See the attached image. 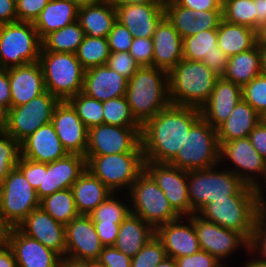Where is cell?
Listing matches in <instances>:
<instances>
[{"label":"cell","instance_id":"34e18365","mask_svg":"<svg viewBox=\"0 0 266 267\" xmlns=\"http://www.w3.org/2000/svg\"><path fill=\"white\" fill-rule=\"evenodd\" d=\"M8 111L9 109L0 104V133H3L6 129L8 122Z\"/></svg>","mask_w":266,"mask_h":267},{"label":"cell","instance_id":"c3c4849f","mask_svg":"<svg viewBox=\"0 0 266 267\" xmlns=\"http://www.w3.org/2000/svg\"><path fill=\"white\" fill-rule=\"evenodd\" d=\"M106 65L128 80L140 68L132 55L129 52L124 51L110 52Z\"/></svg>","mask_w":266,"mask_h":267},{"label":"cell","instance_id":"ee69618b","mask_svg":"<svg viewBox=\"0 0 266 267\" xmlns=\"http://www.w3.org/2000/svg\"><path fill=\"white\" fill-rule=\"evenodd\" d=\"M164 10L165 18L182 38L196 34V19L193 10L179 6L174 0H167Z\"/></svg>","mask_w":266,"mask_h":267},{"label":"cell","instance_id":"680465c9","mask_svg":"<svg viewBox=\"0 0 266 267\" xmlns=\"http://www.w3.org/2000/svg\"><path fill=\"white\" fill-rule=\"evenodd\" d=\"M97 235L104 247L114 246L117 240L121 223H93Z\"/></svg>","mask_w":266,"mask_h":267},{"label":"cell","instance_id":"52a82bcc","mask_svg":"<svg viewBox=\"0 0 266 267\" xmlns=\"http://www.w3.org/2000/svg\"><path fill=\"white\" fill-rule=\"evenodd\" d=\"M197 215L206 221L237 231L250 241L261 214L256 196H227V199L212 200Z\"/></svg>","mask_w":266,"mask_h":267},{"label":"cell","instance_id":"979ff035","mask_svg":"<svg viewBox=\"0 0 266 267\" xmlns=\"http://www.w3.org/2000/svg\"><path fill=\"white\" fill-rule=\"evenodd\" d=\"M89 267H106V266L100 264L98 261H89Z\"/></svg>","mask_w":266,"mask_h":267},{"label":"cell","instance_id":"11a10c76","mask_svg":"<svg viewBox=\"0 0 266 267\" xmlns=\"http://www.w3.org/2000/svg\"><path fill=\"white\" fill-rule=\"evenodd\" d=\"M177 267H224L225 265L220 262L216 257L212 256L206 251L200 250L199 252L182 256L175 259Z\"/></svg>","mask_w":266,"mask_h":267},{"label":"cell","instance_id":"03108f58","mask_svg":"<svg viewBox=\"0 0 266 267\" xmlns=\"http://www.w3.org/2000/svg\"><path fill=\"white\" fill-rule=\"evenodd\" d=\"M13 226L0 218V251L5 250L10 245V236Z\"/></svg>","mask_w":266,"mask_h":267},{"label":"cell","instance_id":"ffe728a7","mask_svg":"<svg viewBox=\"0 0 266 267\" xmlns=\"http://www.w3.org/2000/svg\"><path fill=\"white\" fill-rule=\"evenodd\" d=\"M86 170V158L67 154L51 163H44L43 183L36 190L39 199L59 190L69 189Z\"/></svg>","mask_w":266,"mask_h":267},{"label":"cell","instance_id":"7c38bea8","mask_svg":"<svg viewBox=\"0 0 266 267\" xmlns=\"http://www.w3.org/2000/svg\"><path fill=\"white\" fill-rule=\"evenodd\" d=\"M59 102L57 97L45 91L25 104L11 107L4 132L21 144L41 126L51 122L54 109Z\"/></svg>","mask_w":266,"mask_h":267},{"label":"cell","instance_id":"603a6c76","mask_svg":"<svg viewBox=\"0 0 266 267\" xmlns=\"http://www.w3.org/2000/svg\"><path fill=\"white\" fill-rule=\"evenodd\" d=\"M241 99L242 87L219 77L208 101L200 108L201 117L217 129Z\"/></svg>","mask_w":266,"mask_h":267},{"label":"cell","instance_id":"2e32d148","mask_svg":"<svg viewBox=\"0 0 266 267\" xmlns=\"http://www.w3.org/2000/svg\"><path fill=\"white\" fill-rule=\"evenodd\" d=\"M144 170L163 190L170 206L179 216L193 215L188 198L187 171L169 163L144 161Z\"/></svg>","mask_w":266,"mask_h":267},{"label":"cell","instance_id":"8fae6325","mask_svg":"<svg viewBox=\"0 0 266 267\" xmlns=\"http://www.w3.org/2000/svg\"><path fill=\"white\" fill-rule=\"evenodd\" d=\"M39 206L36 190L14 167L0 184V218L17 227Z\"/></svg>","mask_w":266,"mask_h":267},{"label":"cell","instance_id":"753ad0ef","mask_svg":"<svg viewBox=\"0 0 266 267\" xmlns=\"http://www.w3.org/2000/svg\"><path fill=\"white\" fill-rule=\"evenodd\" d=\"M60 267H89V261H74L68 258H62Z\"/></svg>","mask_w":266,"mask_h":267},{"label":"cell","instance_id":"7dc6e473","mask_svg":"<svg viewBox=\"0 0 266 267\" xmlns=\"http://www.w3.org/2000/svg\"><path fill=\"white\" fill-rule=\"evenodd\" d=\"M167 257L162 242L156 235L131 258V267H156Z\"/></svg>","mask_w":266,"mask_h":267},{"label":"cell","instance_id":"6125c7cd","mask_svg":"<svg viewBox=\"0 0 266 267\" xmlns=\"http://www.w3.org/2000/svg\"><path fill=\"white\" fill-rule=\"evenodd\" d=\"M228 58L222 49L218 52H212L208 56H204L202 62H204L216 75L222 77L227 67Z\"/></svg>","mask_w":266,"mask_h":267},{"label":"cell","instance_id":"d6986e66","mask_svg":"<svg viewBox=\"0 0 266 267\" xmlns=\"http://www.w3.org/2000/svg\"><path fill=\"white\" fill-rule=\"evenodd\" d=\"M17 228L65 258V225L54 220L41 207L30 212Z\"/></svg>","mask_w":266,"mask_h":267},{"label":"cell","instance_id":"8c879c8a","mask_svg":"<svg viewBox=\"0 0 266 267\" xmlns=\"http://www.w3.org/2000/svg\"><path fill=\"white\" fill-rule=\"evenodd\" d=\"M247 253H248L247 255H252V256H249L248 258L251 260H247V262L245 261L242 267H266L265 261H262L259 258L255 257L254 254L250 253L249 250Z\"/></svg>","mask_w":266,"mask_h":267},{"label":"cell","instance_id":"e7e4bbea","mask_svg":"<svg viewBox=\"0 0 266 267\" xmlns=\"http://www.w3.org/2000/svg\"><path fill=\"white\" fill-rule=\"evenodd\" d=\"M17 21L16 6L10 0H0V25Z\"/></svg>","mask_w":266,"mask_h":267},{"label":"cell","instance_id":"6da1fadb","mask_svg":"<svg viewBox=\"0 0 266 267\" xmlns=\"http://www.w3.org/2000/svg\"><path fill=\"white\" fill-rule=\"evenodd\" d=\"M201 118L199 108L170 104L141 126L144 161L169 163Z\"/></svg>","mask_w":266,"mask_h":267},{"label":"cell","instance_id":"f1b7e54d","mask_svg":"<svg viewBox=\"0 0 266 267\" xmlns=\"http://www.w3.org/2000/svg\"><path fill=\"white\" fill-rule=\"evenodd\" d=\"M262 119L251 105L241 99L227 120L217 128L219 145L223 142L248 137Z\"/></svg>","mask_w":266,"mask_h":267},{"label":"cell","instance_id":"83f0119b","mask_svg":"<svg viewBox=\"0 0 266 267\" xmlns=\"http://www.w3.org/2000/svg\"><path fill=\"white\" fill-rule=\"evenodd\" d=\"M21 157L40 163H51L65 157L68 152L50 122L41 126L21 144Z\"/></svg>","mask_w":266,"mask_h":267},{"label":"cell","instance_id":"d6a6232c","mask_svg":"<svg viewBox=\"0 0 266 267\" xmlns=\"http://www.w3.org/2000/svg\"><path fill=\"white\" fill-rule=\"evenodd\" d=\"M78 9L71 0H49L33 23L39 38L77 21Z\"/></svg>","mask_w":266,"mask_h":267},{"label":"cell","instance_id":"f546056e","mask_svg":"<svg viewBox=\"0 0 266 267\" xmlns=\"http://www.w3.org/2000/svg\"><path fill=\"white\" fill-rule=\"evenodd\" d=\"M155 235L156 230L152 226L130 212L120 224L114 247L133 258Z\"/></svg>","mask_w":266,"mask_h":267},{"label":"cell","instance_id":"9a60e30c","mask_svg":"<svg viewBox=\"0 0 266 267\" xmlns=\"http://www.w3.org/2000/svg\"><path fill=\"white\" fill-rule=\"evenodd\" d=\"M188 217L194 224L200 249L216 257L225 266V260L230 259L239 248H245V252H248L249 241L241 233L206 221L197 214Z\"/></svg>","mask_w":266,"mask_h":267},{"label":"cell","instance_id":"7402d4cb","mask_svg":"<svg viewBox=\"0 0 266 267\" xmlns=\"http://www.w3.org/2000/svg\"><path fill=\"white\" fill-rule=\"evenodd\" d=\"M9 247L17 267H60L62 257L58 253L28 237L17 227L11 233Z\"/></svg>","mask_w":266,"mask_h":267},{"label":"cell","instance_id":"b9f144b4","mask_svg":"<svg viewBox=\"0 0 266 267\" xmlns=\"http://www.w3.org/2000/svg\"><path fill=\"white\" fill-rule=\"evenodd\" d=\"M87 129L103 124V102L80 92L67 100Z\"/></svg>","mask_w":266,"mask_h":267},{"label":"cell","instance_id":"7bdbcfd3","mask_svg":"<svg viewBox=\"0 0 266 267\" xmlns=\"http://www.w3.org/2000/svg\"><path fill=\"white\" fill-rule=\"evenodd\" d=\"M103 123L121 127H141L133 117L125 96L103 101Z\"/></svg>","mask_w":266,"mask_h":267},{"label":"cell","instance_id":"2a66077c","mask_svg":"<svg viewBox=\"0 0 266 267\" xmlns=\"http://www.w3.org/2000/svg\"><path fill=\"white\" fill-rule=\"evenodd\" d=\"M78 8L101 3L106 0H71Z\"/></svg>","mask_w":266,"mask_h":267},{"label":"cell","instance_id":"cb8c5ba5","mask_svg":"<svg viewBox=\"0 0 266 267\" xmlns=\"http://www.w3.org/2000/svg\"><path fill=\"white\" fill-rule=\"evenodd\" d=\"M11 91V107L25 104L43 94L44 77L40 62L8 68Z\"/></svg>","mask_w":266,"mask_h":267},{"label":"cell","instance_id":"e575fe53","mask_svg":"<svg viewBox=\"0 0 266 267\" xmlns=\"http://www.w3.org/2000/svg\"><path fill=\"white\" fill-rule=\"evenodd\" d=\"M262 74L258 45L228 58L224 79L241 87Z\"/></svg>","mask_w":266,"mask_h":267},{"label":"cell","instance_id":"e0dca14e","mask_svg":"<svg viewBox=\"0 0 266 267\" xmlns=\"http://www.w3.org/2000/svg\"><path fill=\"white\" fill-rule=\"evenodd\" d=\"M65 258L74 261H96L103 245L89 215L79 214L65 225Z\"/></svg>","mask_w":266,"mask_h":267},{"label":"cell","instance_id":"4dcf8cb0","mask_svg":"<svg viewBox=\"0 0 266 267\" xmlns=\"http://www.w3.org/2000/svg\"><path fill=\"white\" fill-rule=\"evenodd\" d=\"M71 190L77 212L84 215H89L113 193L87 169L74 182Z\"/></svg>","mask_w":266,"mask_h":267},{"label":"cell","instance_id":"ac0fdd59","mask_svg":"<svg viewBox=\"0 0 266 267\" xmlns=\"http://www.w3.org/2000/svg\"><path fill=\"white\" fill-rule=\"evenodd\" d=\"M51 123L68 154L85 157L88 129L68 101H60L57 104Z\"/></svg>","mask_w":266,"mask_h":267},{"label":"cell","instance_id":"f5cc1de1","mask_svg":"<svg viewBox=\"0 0 266 267\" xmlns=\"http://www.w3.org/2000/svg\"><path fill=\"white\" fill-rule=\"evenodd\" d=\"M16 167L35 190L43 183L44 163L35 162L20 156Z\"/></svg>","mask_w":266,"mask_h":267},{"label":"cell","instance_id":"7a4b0ae2","mask_svg":"<svg viewBox=\"0 0 266 267\" xmlns=\"http://www.w3.org/2000/svg\"><path fill=\"white\" fill-rule=\"evenodd\" d=\"M125 97L133 117L142 126L171 104L168 73L154 66L140 67L128 80Z\"/></svg>","mask_w":266,"mask_h":267},{"label":"cell","instance_id":"d4e9b609","mask_svg":"<svg viewBox=\"0 0 266 267\" xmlns=\"http://www.w3.org/2000/svg\"><path fill=\"white\" fill-rule=\"evenodd\" d=\"M128 79L107 65L95 66L85 70L82 93L107 101L126 95Z\"/></svg>","mask_w":266,"mask_h":267},{"label":"cell","instance_id":"8d00e7d4","mask_svg":"<svg viewBox=\"0 0 266 267\" xmlns=\"http://www.w3.org/2000/svg\"><path fill=\"white\" fill-rule=\"evenodd\" d=\"M54 220L67 225L79 215L71 188L59 190L40 199V206Z\"/></svg>","mask_w":266,"mask_h":267},{"label":"cell","instance_id":"836d02e7","mask_svg":"<svg viewBox=\"0 0 266 267\" xmlns=\"http://www.w3.org/2000/svg\"><path fill=\"white\" fill-rule=\"evenodd\" d=\"M258 41V32L237 24L221 21L217 29V44L227 56L253 48Z\"/></svg>","mask_w":266,"mask_h":267},{"label":"cell","instance_id":"be15d7a7","mask_svg":"<svg viewBox=\"0 0 266 267\" xmlns=\"http://www.w3.org/2000/svg\"><path fill=\"white\" fill-rule=\"evenodd\" d=\"M0 104L11 108V91L8 69H0Z\"/></svg>","mask_w":266,"mask_h":267},{"label":"cell","instance_id":"4fadbf2b","mask_svg":"<svg viewBox=\"0 0 266 267\" xmlns=\"http://www.w3.org/2000/svg\"><path fill=\"white\" fill-rule=\"evenodd\" d=\"M224 161L231 166L227 165L226 169L253 188L265 177L266 161L255 150L249 137L223 142L220 145V163H225Z\"/></svg>","mask_w":266,"mask_h":267},{"label":"cell","instance_id":"09005b40","mask_svg":"<svg viewBox=\"0 0 266 267\" xmlns=\"http://www.w3.org/2000/svg\"><path fill=\"white\" fill-rule=\"evenodd\" d=\"M257 43H266V23L261 27L258 33Z\"/></svg>","mask_w":266,"mask_h":267},{"label":"cell","instance_id":"9f6ffc18","mask_svg":"<svg viewBox=\"0 0 266 267\" xmlns=\"http://www.w3.org/2000/svg\"><path fill=\"white\" fill-rule=\"evenodd\" d=\"M96 261L106 267H131V258L114 246L103 247Z\"/></svg>","mask_w":266,"mask_h":267},{"label":"cell","instance_id":"bcb514c9","mask_svg":"<svg viewBox=\"0 0 266 267\" xmlns=\"http://www.w3.org/2000/svg\"><path fill=\"white\" fill-rule=\"evenodd\" d=\"M20 156V143L7 133H0V184L9 172L17 166Z\"/></svg>","mask_w":266,"mask_h":267},{"label":"cell","instance_id":"681fc988","mask_svg":"<svg viewBox=\"0 0 266 267\" xmlns=\"http://www.w3.org/2000/svg\"><path fill=\"white\" fill-rule=\"evenodd\" d=\"M249 251L266 262V214H261L256 221L249 241Z\"/></svg>","mask_w":266,"mask_h":267},{"label":"cell","instance_id":"74e56055","mask_svg":"<svg viewBox=\"0 0 266 267\" xmlns=\"http://www.w3.org/2000/svg\"><path fill=\"white\" fill-rule=\"evenodd\" d=\"M110 52L106 37L95 38L85 35L75 54L86 70L91 67L106 65Z\"/></svg>","mask_w":266,"mask_h":267},{"label":"cell","instance_id":"4316f807","mask_svg":"<svg viewBox=\"0 0 266 267\" xmlns=\"http://www.w3.org/2000/svg\"><path fill=\"white\" fill-rule=\"evenodd\" d=\"M153 66L167 73L183 59V38L164 17L153 34Z\"/></svg>","mask_w":266,"mask_h":267},{"label":"cell","instance_id":"484cf974","mask_svg":"<svg viewBox=\"0 0 266 267\" xmlns=\"http://www.w3.org/2000/svg\"><path fill=\"white\" fill-rule=\"evenodd\" d=\"M165 5H124L116 7L117 21L135 38H152L156 26L165 17Z\"/></svg>","mask_w":266,"mask_h":267},{"label":"cell","instance_id":"9c48e42d","mask_svg":"<svg viewBox=\"0 0 266 267\" xmlns=\"http://www.w3.org/2000/svg\"><path fill=\"white\" fill-rule=\"evenodd\" d=\"M41 48L33 23L15 21L0 25V69L39 61Z\"/></svg>","mask_w":266,"mask_h":267},{"label":"cell","instance_id":"b9fcfbb0","mask_svg":"<svg viewBox=\"0 0 266 267\" xmlns=\"http://www.w3.org/2000/svg\"><path fill=\"white\" fill-rule=\"evenodd\" d=\"M156 267H177V263L174 258L166 257Z\"/></svg>","mask_w":266,"mask_h":267},{"label":"cell","instance_id":"f6af8a7d","mask_svg":"<svg viewBox=\"0 0 266 267\" xmlns=\"http://www.w3.org/2000/svg\"><path fill=\"white\" fill-rule=\"evenodd\" d=\"M242 98L266 119V75L260 74L242 87Z\"/></svg>","mask_w":266,"mask_h":267},{"label":"cell","instance_id":"89a4df30","mask_svg":"<svg viewBox=\"0 0 266 267\" xmlns=\"http://www.w3.org/2000/svg\"><path fill=\"white\" fill-rule=\"evenodd\" d=\"M0 267H17V263L10 247L0 251Z\"/></svg>","mask_w":266,"mask_h":267},{"label":"cell","instance_id":"1f68e13d","mask_svg":"<svg viewBox=\"0 0 266 267\" xmlns=\"http://www.w3.org/2000/svg\"><path fill=\"white\" fill-rule=\"evenodd\" d=\"M77 21L89 37H106L117 21L116 8L107 0L78 9Z\"/></svg>","mask_w":266,"mask_h":267},{"label":"cell","instance_id":"8992f818","mask_svg":"<svg viewBox=\"0 0 266 267\" xmlns=\"http://www.w3.org/2000/svg\"><path fill=\"white\" fill-rule=\"evenodd\" d=\"M86 169L113 193L126 194L144 171L143 152L85 155ZM125 191L122 193V191ZM121 191V192H120Z\"/></svg>","mask_w":266,"mask_h":267},{"label":"cell","instance_id":"11e5206c","mask_svg":"<svg viewBox=\"0 0 266 267\" xmlns=\"http://www.w3.org/2000/svg\"><path fill=\"white\" fill-rule=\"evenodd\" d=\"M260 53L262 74L266 75V43H257Z\"/></svg>","mask_w":266,"mask_h":267},{"label":"cell","instance_id":"003e7915","mask_svg":"<svg viewBox=\"0 0 266 267\" xmlns=\"http://www.w3.org/2000/svg\"><path fill=\"white\" fill-rule=\"evenodd\" d=\"M114 8L124 5H138V4H151V5H165L167 0H107Z\"/></svg>","mask_w":266,"mask_h":267},{"label":"cell","instance_id":"2644e50d","mask_svg":"<svg viewBox=\"0 0 266 267\" xmlns=\"http://www.w3.org/2000/svg\"><path fill=\"white\" fill-rule=\"evenodd\" d=\"M257 7V32L266 23V0H255Z\"/></svg>","mask_w":266,"mask_h":267},{"label":"cell","instance_id":"44dd1931","mask_svg":"<svg viewBox=\"0 0 266 267\" xmlns=\"http://www.w3.org/2000/svg\"><path fill=\"white\" fill-rule=\"evenodd\" d=\"M156 237L162 242L167 257L177 259L201 250L194 224L188 216H180L158 227Z\"/></svg>","mask_w":266,"mask_h":267},{"label":"cell","instance_id":"ba28073f","mask_svg":"<svg viewBox=\"0 0 266 267\" xmlns=\"http://www.w3.org/2000/svg\"><path fill=\"white\" fill-rule=\"evenodd\" d=\"M169 164L185 171L206 169L220 164L217 129L201 117L191 127L184 145Z\"/></svg>","mask_w":266,"mask_h":267},{"label":"cell","instance_id":"6f0895ef","mask_svg":"<svg viewBox=\"0 0 266 267\" xmlns=\"http://www.w3.org/2000/svg\"><path fill=\"white\" fill-rule=\"evenodd\" d=\"M196 19V34L201 31L218 29L223 20L222 11H194Z\"/></svg>","mask_w":266,"mask_h":267},{"label":"cell","instance_id":"deb4b68c","mask_svg":"<svg viewBox=\"0 0 266 267\" xmlns=\"http://www.w3.org/2000/svg\"><path fill=\"white\" fill-rule=\"evenodd\" d=\"M15 6L17 5V3L21 0H10Z\"/></svg>","mask_w":266,"mask_h":267},{"label":"cell","instance_id":"94428289","mask_svg":"<svg viewBox=\"0 0 266 267\" xmlns=\"http://www.w3.org/2000/svg\"><path fill=\"white\" fill-rule=\"evenodd\" d=\"M179 6L193 11H222L223 0H174Z\"/></svg>","mask_w":266,"mask_h":267},{"label":"cell","instance_id":"91938a15","mask_svg":"<svg viewBox=\"0 0 266 267\" xmlns=\"http://www.w3.org/2000/svg\"><path fill=\"white\" fill-rule=\"evenodd\" d=\"M248 137L255 150L266 161V119H262Z\"/></svg>","mask_w":266,"mask_h":267},{"label":"cell","instance_id":"d590c367","mask_svg":"<svg viewBox=\"0 0 266 267\" xmlns=\"http://www.w3.org/2000/svg\"><path fill=\"white\" fill-rule=\"evenodd\" d=\"M85 37L84 30L75 21L65 27L53 31L42 40L41 51L76 53Z\"/></svg>","mask_w":266,"mask_h":267},{"label":"cell","instance_id":"db71d44e","mask_svg":"<svg viewBox=\"0 0 266 267\" xmlns=\"http://www.w3.org/2000/svg\"><path fill=\"white\" fill-rule=\"evenodd\" d=\"M49 0H21L16 5L17 21L34 23Z\"/></svg>","mask_w":266,"mask_h":267},{"label":"cell","instance_id":"3957f363","mask_svg":"<svg viewBox=\"0 0 266 267\" xmlns=\"http://www.w3.org/2000/svg\"><path fill=\"white\" fill-rule=\"evenodd\" d=\"M220 164L187 171L188 198L193 214H197L212 200L227 199V196H256L255 188L246 185L232 171L226 169L225 164Z\"/></svg>","mask_w":266,"mask_h":267},{"label":"cell","instance_id":"30bf717a","mask_svg":"<svg viewBox=\"0 0 266 267\" xmlns=\"http://www.w3.org/2000/svg\"><path fill=\"white\" fill-rule=\"evenodd\" d=\"M131 212L155 230L180 216L170 206L163 190L144 170L127 192Z\"/></svg>","mask_w":266,"mask_h":267},{"label":"cell","instance_id":"a7ac6f4b","mask_svg":"<svg viewBox=\"0 0 266 267\" xmlns=\"http://www.w3.org/2000/svg\"><path fill=\"white\" fill-rule=\"evenodd\" d=\"M262 181L263 182H260L259 185L255 188V191L260 214H266V194L264 193L266 192V190L264 191V189H266V173Z\"/></svg>","mask_w":266,"mask_h":267},{"label":"cell","instance_id":"277c9868","mask_svg":"<svg viewBox=\"0 0 266 267\" xmlns=\"http://www.w3.org/2000/svg\"><path fill=\"white\" fill-rule=\"evenodd\" d=\"M219 78L204 62L183 58L168 72L171 104L201 108Z\"/></svg>","mask_w":266,"mask_h":267},{"label":"cell","instance_id":"f35d334b","mask_svg":"<svg viewBox=\"0 0 266 267\" xmlns=\"http://www.w3.org/2000/svg\"><path fill=\"white\" fill-rule=\"evenodd\" d=\"M119 196V192L112 193L89 214L93 223H122L125 220L131 212L130 200L128 195L127 200Z\"/></svg>","mask_w":266,"mask_h":267},{"label":"cell","instance_id":"816d5d0a","mask_svg":"<svg viewBox=\"0 0 266 267\" xmlns=\"http://www.w3.org/2000/svg\"><path fill=\"white\" fill-rule=\"evenodd\" d=\"M129 53L140 67L153 66V39L133 38Z\"/></svg>","mask_w":266,"mask_h":267},{"label":"cell","instance_id":"f907efd6","mask_svg":"<svg viewBox=\"0 0 266 267\" xmlns=\"http://www.w3.org/2000/svg\"><path fill=\"white\" fill-rule=\"evenodd\" d=\"M133 38L131 32L120 22L116 21L107 36L110 51L129 52Z\"/></svg>","mask_w":266,"mask_h":267},{"label":"cell","instance_id":"5b68a950","mask_svg":"<svg viewBox=\"0 0 266 267\" xmlns=\"http://www.w3.org/2000/svg\"><path fill=\"white\" fill-rule=\"evenodd\" d=\"M45 90L60 101L82 92L85 69L76 54L40 51Z\"/></svg>","mask_w":266,"mask_h":267},{"label":"cell","instance_id":"5bb4252c","mask_svg":"<svg viewBox=\"0 0 266 267\" xmlns=\"http://www.w3.org/2000/svg\"><path fill=\"white\" fill-rule=\"evenodd\" d=\"M141 127H121L100 124L88 129L85 155L121 154L143 152Z\"/></svg>","mask_w":266,"mask_h":267},{"label":"cell","instance_id":"60d3db41","mask_svg":"<svg viewBox=\"0 0 266 267\" xmlns=\"http://www.w3.org/2000/svg\"><path fill=\"white\" fill-rule=\"evenodd\" d=\"M223 20L243 25L257 31V7L255 0H223Z\"/></svg>","mask_w":266,"mask_h":267},{"label":"cell","instance_id":"ab89813d","mask_svg":"<svg viewBox=\"0 0 266 267\" xmlns=\"http://www.w3.org/2000/svg\"><path fill=\"white\" fill-rule=\"evenodd\" d=\"M217 29L205 30L193 36L183 38V58L202 61L204 56L218 52Z\"/></svg>","mask_w":266,"mask_h":267}]
</instances>
